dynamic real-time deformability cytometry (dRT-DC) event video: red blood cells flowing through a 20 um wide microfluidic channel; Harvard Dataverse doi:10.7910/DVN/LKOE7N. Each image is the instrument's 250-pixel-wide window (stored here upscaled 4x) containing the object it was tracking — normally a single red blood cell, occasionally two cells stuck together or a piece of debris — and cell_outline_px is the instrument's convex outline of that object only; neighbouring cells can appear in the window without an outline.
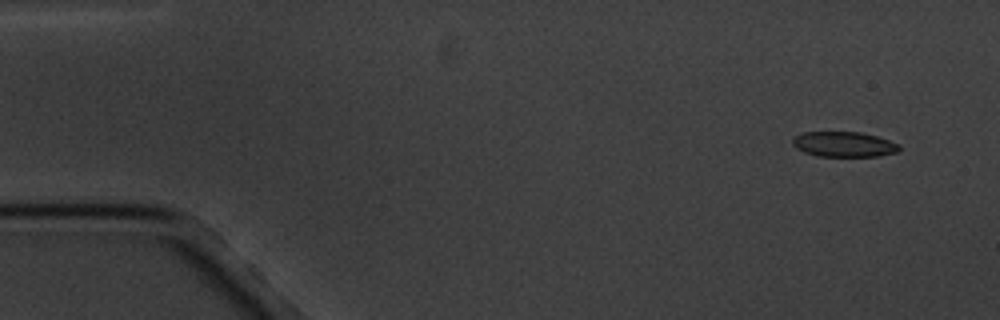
{"species": "common noctule bat (a hibernating species)", "species_latin": "Nyctalus noctula", "temperature_condition": "cold", "stored_images_in_passage": 4, "camera_frame_rate_fps": 3000, "um_per_image_px": 0.085, "animal": {"sex": "male", "body_mass_g": 20.1, "forearm_length_mm": 53.5}, "frame": {"image": 1, "passage_image": 1, "time_ms": 0.0, "image_size_px": [1000, 320], "cell_outline_px": [[900, 148], [896, 152], [880, 156], [816, 156], [804, 152], [796, 148], [792, 144], [792, 140], [796, 136], [804, 132], [860, 132], [876, 136], [900, 144]], "centroid_in_image_um": [71.73, 12.27], "position_along_channel_um": 13.3, "area_um2": 15.61}}
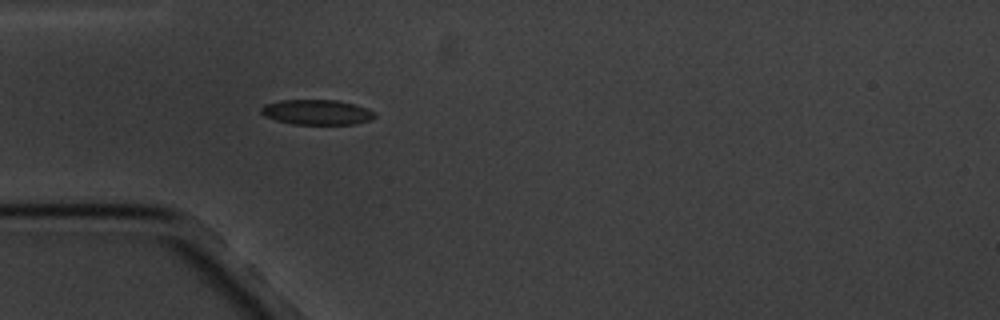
{"frame": {"image": 2, "passage_image": 4, "time_ms": 4.333, "image_size_px": [1000, 320], "cell_outline_px": [[376, 116], [372, 120], [352, 124], [292, 124], [276, 120], [264, 116], [260, 112], [260, 108], [264, 104], [280, 100], [336, 100], [368, 108], [376, 112]], "centroid_in_image_um": [26.93, 9.53], "position_along_channel_um": 58.1, "area_um2": 16.7}}